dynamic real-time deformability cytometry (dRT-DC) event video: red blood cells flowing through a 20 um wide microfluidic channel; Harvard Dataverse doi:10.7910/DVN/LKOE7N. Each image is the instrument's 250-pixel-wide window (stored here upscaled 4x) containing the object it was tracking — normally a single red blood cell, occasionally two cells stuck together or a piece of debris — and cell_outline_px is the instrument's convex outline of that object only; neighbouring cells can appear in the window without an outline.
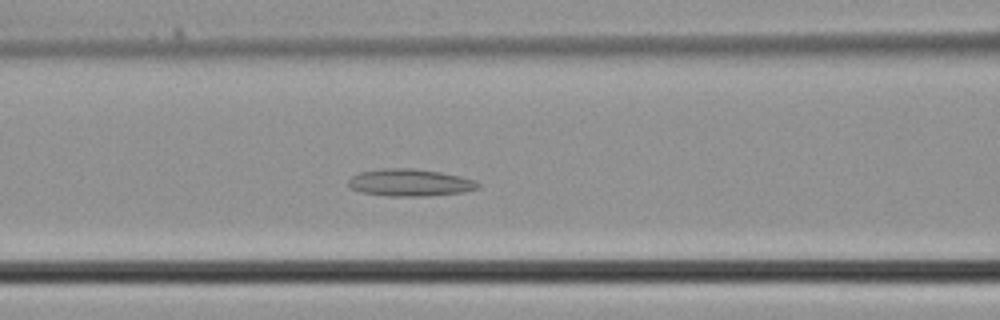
{"species": "common noctule bat (a hibernating species)", "species_latin": "Nyctalus noctula", "temperature_condition": "cold", "stored_images_in_passage": 29, "camera_frame_rate_fps": 3000, "um_per_image_px": 0.085, "animal": {"sex": "male", "body_mass_g": 21.5, "forearm_length_mm": 52.0}, "frame": {"image": 1, "passage_image": 11, "time_ms": 3.333, "image_size_px": [1000, 320], "cell_outline_px": [[480, 188], [464, 192], [428, 196], [388, 196], [360, 192], [352, 188], [348, 184], [348, 180], [352, 176], [360, 172], [380, 168], [412, 168], [440, 172], [460, 176], [476, 180], [480, 184]], "centroid_in_image_um": [34.86, 15.52], "position_along_channel_um": 131.7, "area_um2": 20.69}}
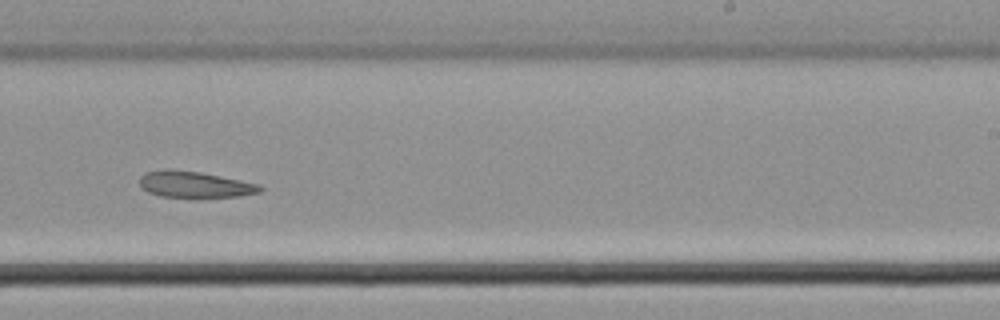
{"frame": {"image": 2, "passage_image": 19, "time_ms": 6.0, "image_size_px": [1000, 320], "cell_outline_px": [[264, 188], [260, 192], [240, 196], [160, 196], [148, 192], [140, 184], [140, 176], [144, 172], [200, 172], [240, 180], [256, 184]], "centroid_in_image_um": [16.6, 15.71], "position_along_channel_um": 272.4, "area_um2": 17.22}}
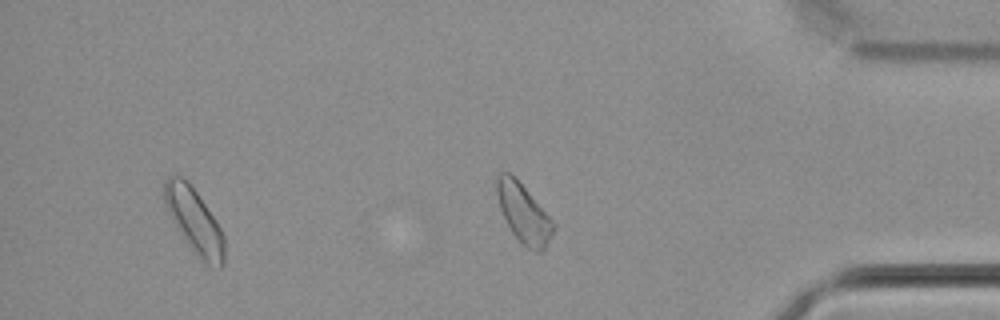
{"frame": {"image": 3, "passage_image": 27, "time_ms": 8.667, "image_size_px": [1000, 320], "cell_outline_px": [[224, 264], [220, 268], [204, 264], [200, 260], [176, 228], [168, 212], [164, 200], [164, 180], [168, 176], [180, 176], [188, 180], [220, 228], [224, 236]], "centroid_in_image_um": [16.51, 18.79], "position_along_channel_um": 418.7, "area_um2": 22.43}}